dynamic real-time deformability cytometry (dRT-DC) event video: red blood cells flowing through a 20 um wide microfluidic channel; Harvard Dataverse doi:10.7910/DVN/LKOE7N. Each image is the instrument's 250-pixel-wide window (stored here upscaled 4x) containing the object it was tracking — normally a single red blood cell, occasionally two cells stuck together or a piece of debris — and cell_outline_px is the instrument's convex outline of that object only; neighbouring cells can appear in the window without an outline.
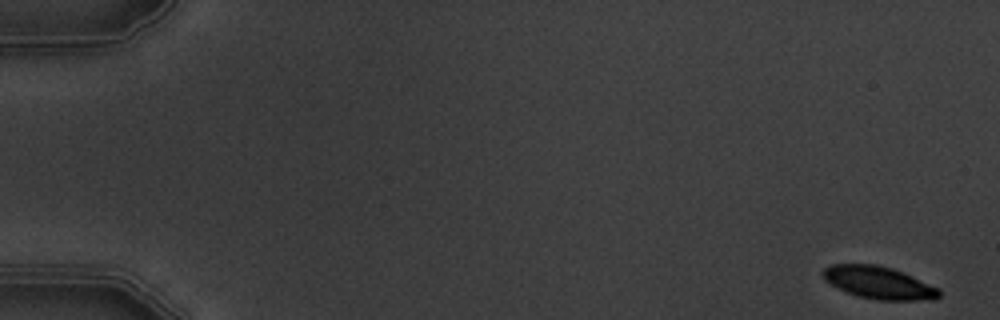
{"species": "common noctule bat (a hibernating species)", "species_latin": "Nyctalus noctula", "temperature_condition": "warm", "stored_images_in_passage": 5, "camera_frame_rate_fps": 3000, "um_per_image_px": 0.085, "animal": {"sex": "male", "body_mass_g": 19.5, "forearm_length_mm": 54.6}, "frame": {"image": 1, "passage_image": 1, "time_ms": 0.0, "image_size_px": [1000, 320], "cell_outline_px": [[940, 296], [936, 300], [876, 300], [856, 296], [828, 284], [820, 276], [820, 272], [824, 268], [832, 264], [876, 264], [892, 268], [940, 288]], "centroid_in_image_um": [74.65, 24.03], "position_along_channel_um": 10.3, "area_um2": 22.31}}
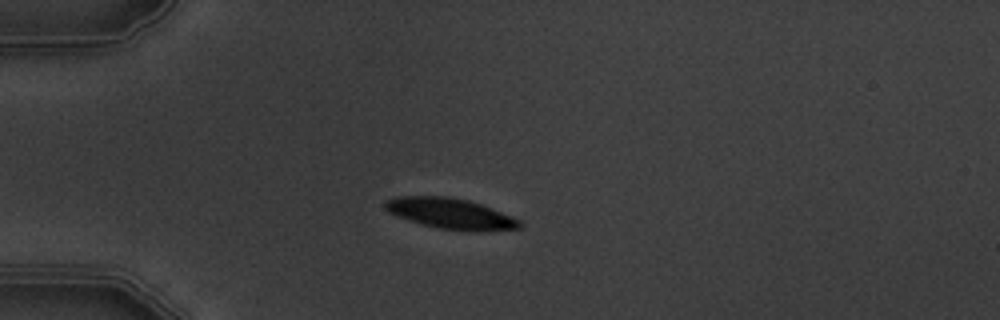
{"frame": {"image": 2, "passage_image": 5, "time_ms": 4.667, "image_size_px": [1000, 320], "cell_outline_px": [[524, 224], [520, 228], [476, 232], [472, 232], [436, 228], [408, 220], [388, 212], [384, 208], [384, 204], [388, 200], [396, 196], [448, 196], [468, 200], [492, 208], [512, 216], [520, 220]], "centroid_in_image_um": [38.32, 18.16], "position_along_channel_um": 46.7, "area_um2": 24.22}}